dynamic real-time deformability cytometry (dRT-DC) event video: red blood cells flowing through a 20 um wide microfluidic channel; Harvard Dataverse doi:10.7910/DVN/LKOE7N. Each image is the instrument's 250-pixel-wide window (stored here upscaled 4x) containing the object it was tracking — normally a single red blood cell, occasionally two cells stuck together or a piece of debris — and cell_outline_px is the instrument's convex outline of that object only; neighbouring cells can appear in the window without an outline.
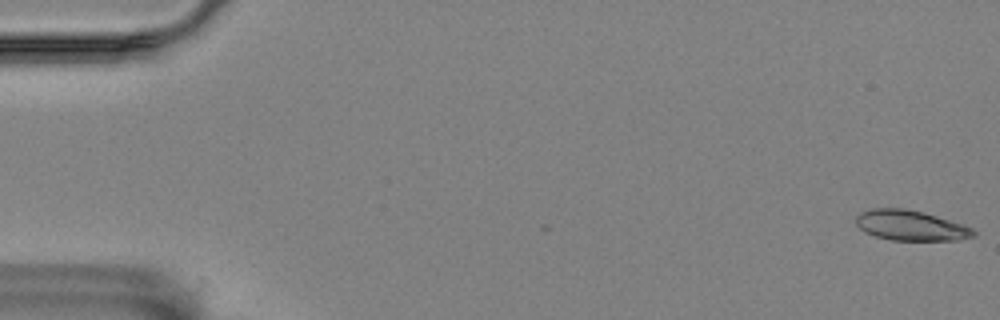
{"species": "Egyptian fruit bat (a non-hibernating species)", "species_latin": "Rousettus aegyptiacus", "temperature_condition": "room temperature", "stored_images_in_passage": 58, "camera_frame_rate_fps": 3000, "um_per_image_px": 0.085, "animal": {"sex": "female"}, "frame": {"image": 1, "passage_image": 1, "time_ms": 0.0, "image_size_px": [1000, 320], "cell_outline_px": [[976, 236], [960, 240], [892, 240], [876, 236], [864, 232], [856, 224], [856, 216], [860, 212], [872, 208], [904, 208], [924, 212], [964, 224], [972, 228], [976, 232]], "centroid_in_image_um": [77.43, 19.16], "position_along_channel_um": 7.6, "area_um2": 20.87}}
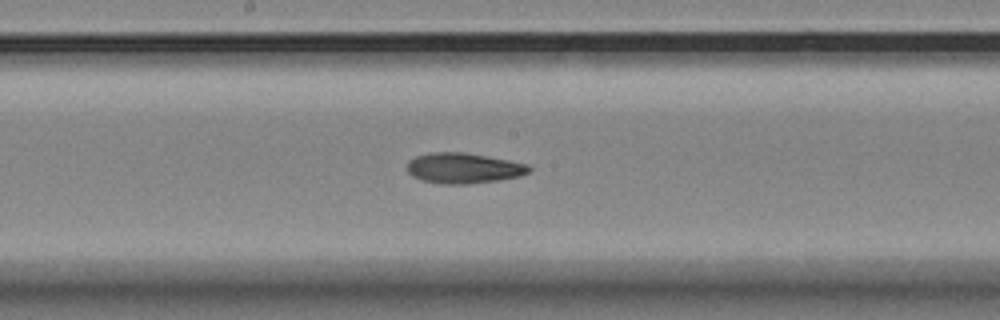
{"frame": {"image": 2, "passage_image": 30, "time_ms": 9.667, "image_size_px": [1000, 320], "cell_outline_px": [[532, 172], [520, 176], [496, 180], [464, 184], [440, 184], [420, 180], [412, 176], [408, 172], [408, 160], [416, 156], [432, 152], [464, 152], [488, 156], [528, 164], [532, 168]], "centroid_in_image_um": [39.4, 14.29], "position_along_channel_um": 208.8, "area_um2": 21.73}}
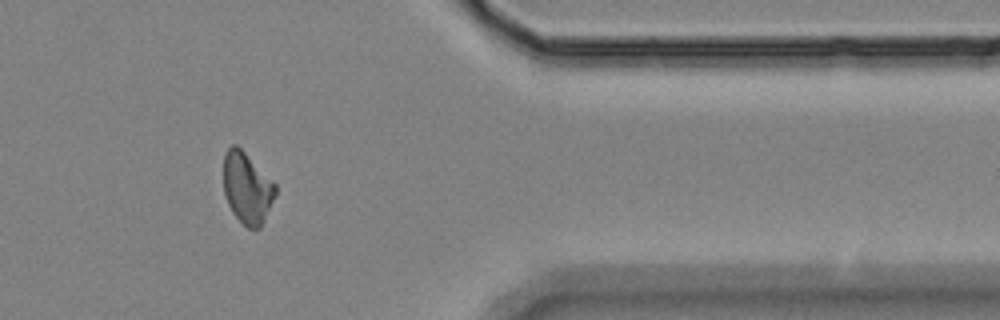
{"frame": {"image": 3, "passage_image": 47, "time_ms": 15.333, "image_size_px": [1000, 320], "cell_outline_px": [[276, 196], [260, 228], [248, 228], [232, 212], [228, 204], [224, 192], [224, 156], [228, 148], [232, 144], [236, 144], [276, 184]], "centroid_in_image_um": [21.01, 15.98], "position_along_channel_um": 390.4, "area_um2": 21.27}, "authors_computed_cell_mechanics": {"area_um2": 21.2704, "velocity_mm_per_s": 3.5335, "shape_relaxation_time_tau1_ms": null, "shape_relaxation_time_tau2_ms": 4.5252, "deformation_change_tau1": null, "deformation_change_tau2": 0.113}}